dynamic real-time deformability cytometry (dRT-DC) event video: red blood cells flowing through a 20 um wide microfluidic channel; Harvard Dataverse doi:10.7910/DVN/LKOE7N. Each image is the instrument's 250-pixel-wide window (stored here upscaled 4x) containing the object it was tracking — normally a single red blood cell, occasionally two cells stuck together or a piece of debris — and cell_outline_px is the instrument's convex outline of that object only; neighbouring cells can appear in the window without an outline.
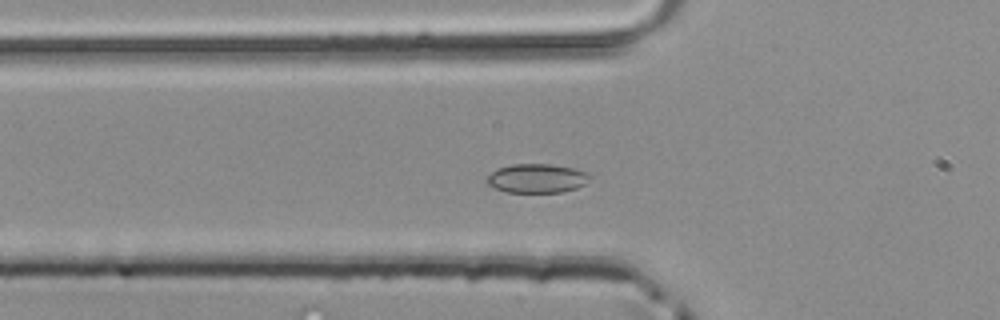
{"species": "common noctule bat (a hibernating species)", "species_latin": "Nyctalus noctula", "temperature_condition": "room temperature", "stored_images_in_passage": 34, "camera_frame_rate_fps": 3000, "um_per_image_px": 0.085, "animal": {"sex": "male", "body_mass_g": 20.4}, "frame": {"image": 1, "passage_image": 12, "time_ms": 3.667, "image_size_px": [1000, 320], "cell_outline_px": [[592, 180], [576, 188], [564, 192], [504, 192], [484, 184], [484, 180], [496, 168], [512, 164], [552, 164], [572, 168], [588, 172], [592, 176]], "centroid_in_image_um": [45.62, 15.16], "position_along_channel_um": 80.2, "area_um2": 17.8}}
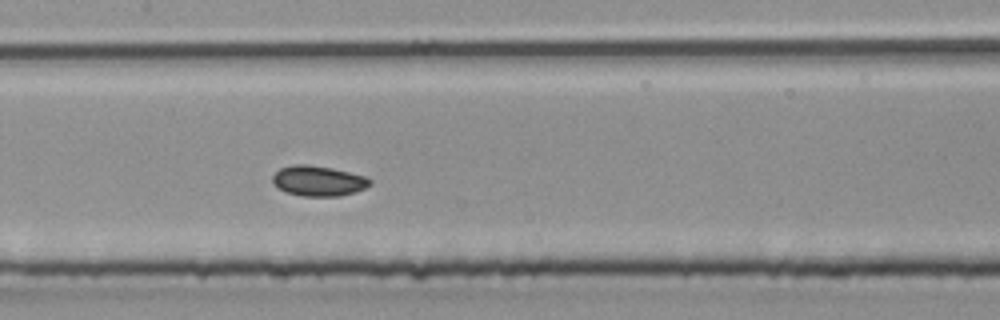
{"frame": {"image": 2, "passage_image": 19, "time_ms": 6.0, "image_size_px": [1000, 320], "cell_outline_px": [[372, 184], [356, 192], [340, 196], [304, 196], [288, 192], [272, 184], [272, 176], [280, 168], [292, 164], [308, 164], [332, 168], [364, 176], [372, 180]], "centroid_in_image_um": [27.06, 15.37], "position_along_channel_um": 180.3, "area_um2": 17.17}}
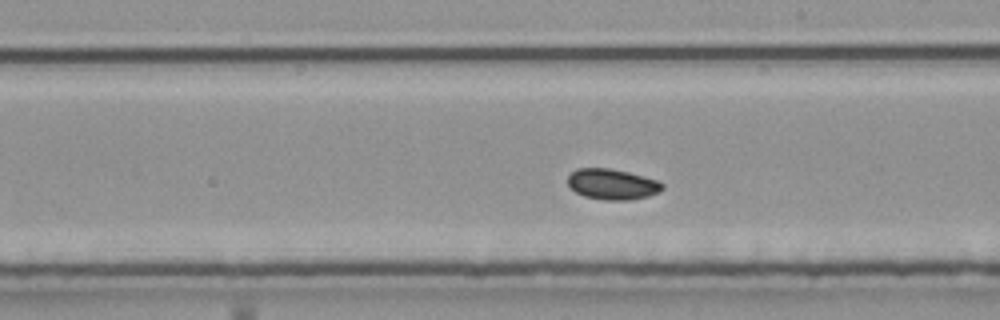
{"frame": {"image": 3, "passage_image": 23, "time_ms": 7.333, "image_size_px": [1000, 320], "cell_outline_px": [[664, 188], [660, 192], [648, 196], [628, 200], [604, 200], [584, 196], [576, 192], [568, 184], [568, 176], [576, 168], [612, 168], [660, 180], [664, 184]], "centroid_in_image_um": [52.08, 15.65], "position_along_channel_um": 236.9, "area_um2": 17.05}}